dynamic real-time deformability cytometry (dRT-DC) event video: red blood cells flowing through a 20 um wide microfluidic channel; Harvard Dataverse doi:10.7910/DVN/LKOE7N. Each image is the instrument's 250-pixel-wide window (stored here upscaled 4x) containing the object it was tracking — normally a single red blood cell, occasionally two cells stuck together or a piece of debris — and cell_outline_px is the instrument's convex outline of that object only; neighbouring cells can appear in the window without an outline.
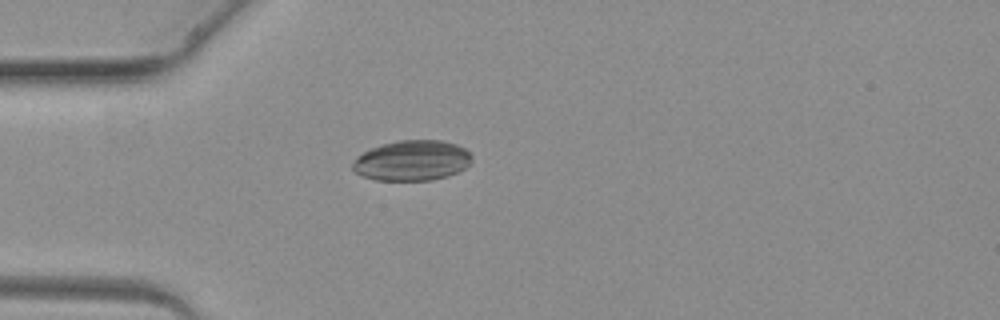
{"species": "common noctule bat (a hibernating species)", "species_latin": "Nyctalus noctula", "temperature_condition": "warm", "stored_images_in_passage": 1, "camera_frame_rate_fps": 3000, "um_per_image_px": 0.085, "animal": {"sex": "female", "body_mass_g": 19.3, "forearm_length_mm": 54.1}, "frame": {"image": 1, "passage_image": 1, "time_ms": 0.0, "image_size_px": [1000, 320], "cell_outline_px": [[472, 160], [464, 168], [448, 176], [432, 180], [376, 180], [364, 176], [356, 172], [352, 168], [352, 164], [356, 156], [380, 144], [400, 140], [440, 140], [456, 144], [472, 152]], "centroid_in_image_um": [35.03, 13.64], "position_along_channel_um": 50.0, "area_um2": 28.03}}